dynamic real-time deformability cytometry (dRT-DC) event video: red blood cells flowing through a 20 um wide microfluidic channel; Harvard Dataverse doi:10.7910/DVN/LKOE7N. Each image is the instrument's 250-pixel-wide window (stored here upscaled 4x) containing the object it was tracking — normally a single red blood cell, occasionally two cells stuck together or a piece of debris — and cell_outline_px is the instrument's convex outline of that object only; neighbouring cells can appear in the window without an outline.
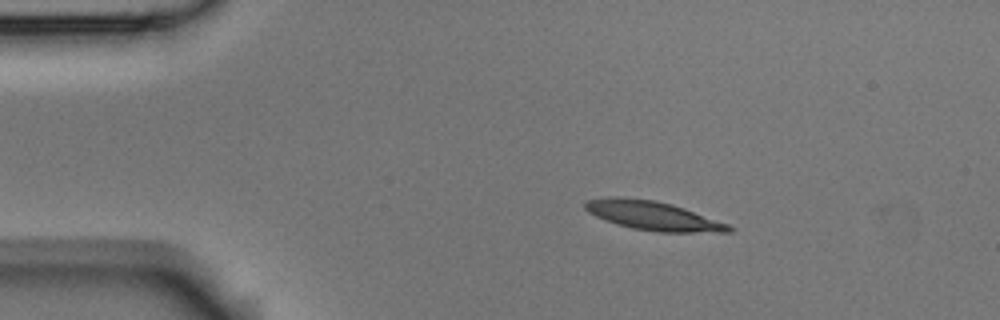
{"species": "Egyptian fruit bat (a non-hibernating species)", "species_latin": "Rousettus aegyptiacus", "temperature_condition": "room temperature", "stored_images_in_passage": 45, "camera_frame_rate_fps": 3000, "um_per_image_px": 0.085, "animal": {"sex": "male"}, "frame": {"image": 1, "passage_image": 1, "time_ms": 0.0, "image_size_px": [1000, 320], "cell_outline_px": [[736, 228], [732, 232], [656, 232], [632, 228], [616, 224], [604, 220], [588, 212], [584, 208], [584, 204], [588, 200], [652, 200], [672, 204], [684, 208], [728, 224]], "centroid_in_image_um": [55.63, 18.4], "position_along_channel_um": 29.4, "area_um2": 23.24}}
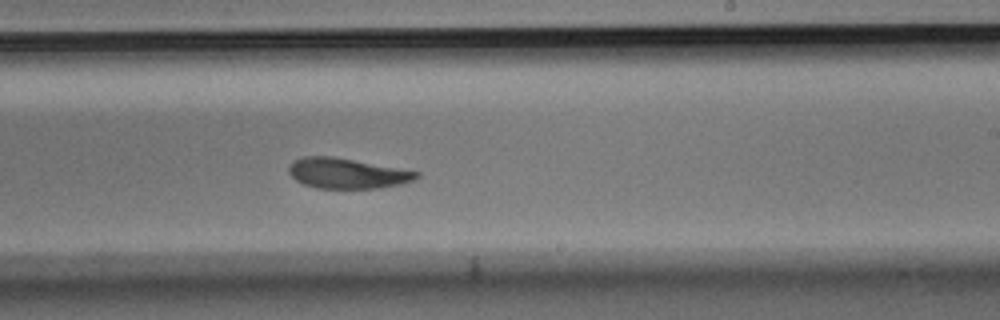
{"frame": {"image": 2, "passage_image": 24, "time_ms": 7.667, "image_size_px": [1000, 320], "cell_outline_px": [[420, 176], [412, 180], [400, 184], [380, 188], [316, 188], [304, 184], [296, 180], [288, 172], [288, 168], [296, 160], [304, 156], [332, 156], [420, 172]], "centroid_in_image_um": [29.5, 14.74], "position_along_channel_um": 259.5, "area_um2": 22.25}}
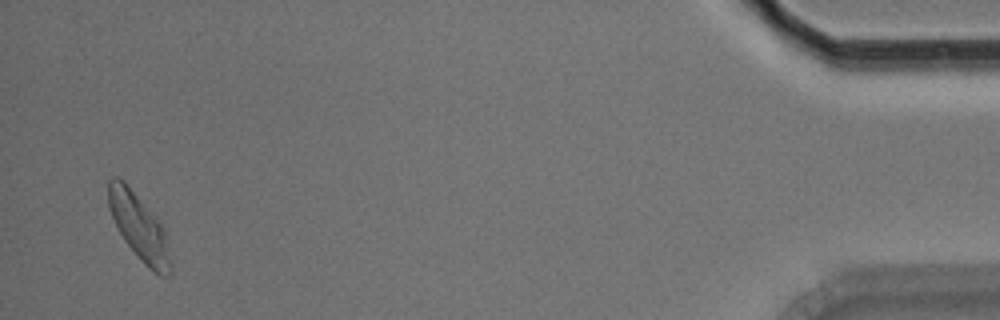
{"frame": {"image": 3, "passage_image": 44, "time_ms": 14.333, "image_size_px": [1000, 320], "cell_outline_px": [[172, 272], [168, 276], [160, 276], [152, 272], [144, 264], [124, 240], [112, 216], [108, 204], [108, 180], [112, 176], [120, 176], [124, 180], [156, 216], [164, 232], [172, 264]], "centroid_in_image_um": [11.82, 19.29], "position_along_channel_um": 423.4, "area_um2": 23.93}, "authors_computed_cell_mechanics": {"area_um2": 23.2356, "velocity_mm_per_s": 3.6982, "shape_relaxation_time_tau1_ms": 5.3638, "shape_relaxation_time_tau2_ms": 2.4909, "deformation_change_tau1": 0.1632, "deformation_change_tau2": 0.0794}}